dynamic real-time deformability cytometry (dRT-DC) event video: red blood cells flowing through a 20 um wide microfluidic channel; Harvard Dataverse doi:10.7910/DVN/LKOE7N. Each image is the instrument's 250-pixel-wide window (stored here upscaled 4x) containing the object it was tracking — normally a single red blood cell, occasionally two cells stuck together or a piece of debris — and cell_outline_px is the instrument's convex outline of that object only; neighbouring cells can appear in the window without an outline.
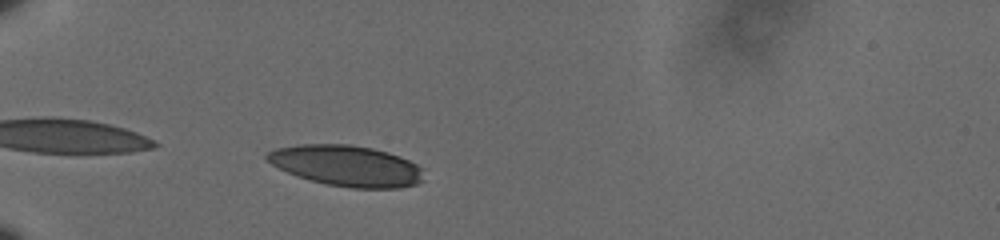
{"species": "human", "species_latin": "Homo sapiens", "temperature_condition": "cold", "stored_images_in_passage": 37, "camera_frame_rate_fps": 3000, "um_per_image_px": 0.085, "donor": {"sex": "male"}, "frame": {"image": 1, "passage_image": 2, "time_ms": 0.333, "image_size_px": [1000, 240], "cell_outline_px": [[424, 180], [416, 184], [400, 188], [352, 188], [328, 184], [308, 180], [296, 176], [272, 164], [264, 156], [268, 152], [276, 148], [300, 144], [348, 144], [372, 148], [388, 152], [400, 156], [424, 168]], "centroid_in_image_um": [29.49, 14.09], "position_along_channel_um": 55.5, "area_um2": 37.45}}
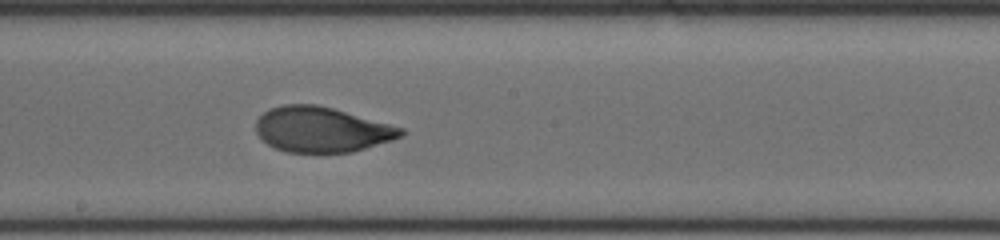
{"frame": {"image": 2, "passage_image": 18, "time_ms": 5.667, "image_size_px": [1000, 240], "cell_outline_px": [[404, 132], [400, 136], [392, 140], [352, 152], [288, 152], [276, 148], [268, 144], [256, 132], [256, 120], [264, 112], [272, 108], [284, 104], [316, 104], [332, 108], [404, 128]], "centroid_in_image_um": [27.33, 11.01], "position_along_channel_um": 220.9, "area_um2": 37.8}}
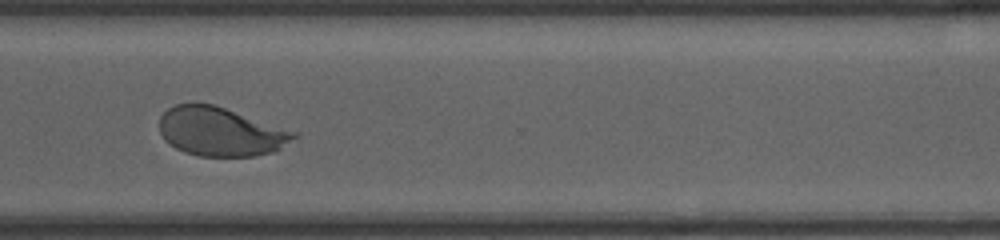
{"frame": {"image": 3, "passage_image": 29, "time_ms": 9.333, "image_size_px": [1000, 240], "cell_outline_px": [[300, 136], [280, 148], [272, 152], [252, 156], [200, 156], [184, 152], [176, 148], [164, 140], [160, 132], [160, 116], [168, 108], [176, 104], [192, 100], [196, 100], [212, 104], [300, 132]], "centroid_in_image_um": [18.75, 11.16], "position_along_channel_um": 351.9, "area_um2": 38.84}, "authors_computed_cell_mechanics": {"area_um2": 38.6104, "velocity_mm_per_s": 3.5864, "shape_relaxation_time_tau1_ms": 3.4915, "shape_relaxation_time_tau2_ms": 1.0086, "deformation_change_tau1": 0.1642, "deformation_change_tau2": 0.0598}}